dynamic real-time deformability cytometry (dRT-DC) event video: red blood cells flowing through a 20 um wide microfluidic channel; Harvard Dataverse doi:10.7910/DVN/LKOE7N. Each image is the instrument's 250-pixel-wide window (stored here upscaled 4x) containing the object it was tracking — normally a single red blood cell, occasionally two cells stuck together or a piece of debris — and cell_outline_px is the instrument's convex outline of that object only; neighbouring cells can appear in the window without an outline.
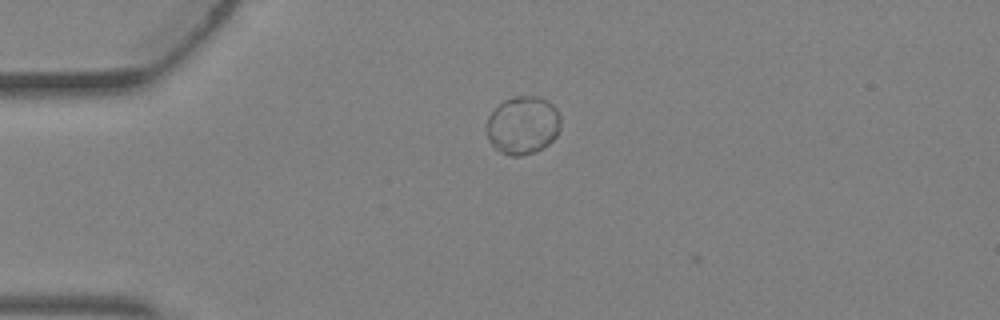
{"species": "Egyptian fruit bat (a non-hibernating species)", "species_latin": "Rousettus aegyptiacus", "temperature_condition": "warm", "stored_images_in_passage": 3, "camera_frame_rate_fps": 3000, "um_per_image_px": 0.085, "animal": {"sex": "female"}, "frame": {"image": 1, "passage_image": 1, "time_ms": 0.0, "image_size_px": [1000, 320], "cell_outline_px": [[560, 128], [556, 136], [544, 148], [520, 156], [512, 156], [500, 152], [488, 140], [488, 116], [504, 100], [512, 96], [540, 96], [548, 100], [556, 108], [560, 116]], "centroid_in_image_um": [44.46, 10.63], "position_along_channel_um": 40.5, "area_um2": 25.03}}